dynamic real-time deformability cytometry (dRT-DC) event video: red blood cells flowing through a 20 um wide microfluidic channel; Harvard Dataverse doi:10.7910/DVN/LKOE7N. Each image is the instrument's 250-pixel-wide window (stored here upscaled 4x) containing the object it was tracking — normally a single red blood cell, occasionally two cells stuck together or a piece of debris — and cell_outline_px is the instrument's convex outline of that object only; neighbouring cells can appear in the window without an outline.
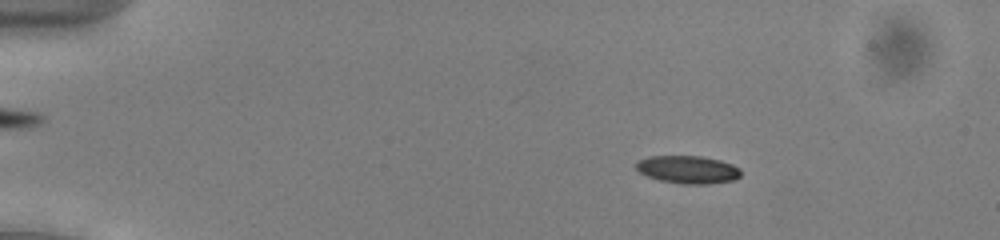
{"species": "common noctule bat (a hibernating species)", "species_latin": "Nyctalus noctula", "temperature_condition": "cold", "stored_images_in_passage": 53, "camera_frame_rate_fps": 3000, "um_per_image_px": 0.085, "animal": {"sex": "male", "body_mass_g": 13.0, "forearm_length_mm": 53.1}, "frame": {"image": 1, "passage_image": 9, "time_ms": 2.667, "image_size_px": [1000, 240], "cell_outline_px": [[740, 176], [732, 180], [708, 184], [684, 184], [660, 180], [648, 176], [640, 172], [636, 168], [636, 160], [648, 156], [700, 156], [720, 160], [732, 164], [740, 168]], "centroid_in_image_um": [58.45, 14.4], "position_along_channel_um": 26.5, "area_um2": 16.94}}
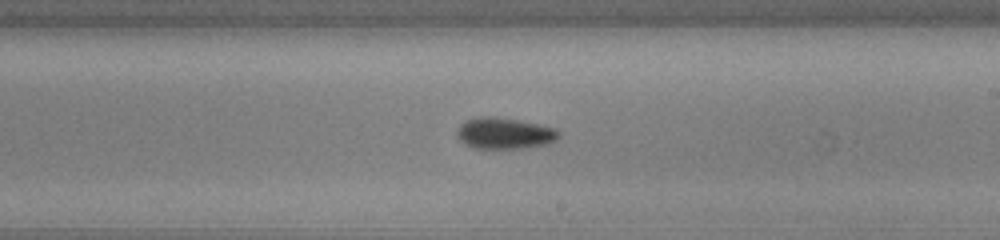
{"frame": {"image": 2, "passage_image": 32, "time_ms": 10.333, "image_size_px": [1000, 240], "cell_outline_px": [[560, 136], [556, 140], [548, 144], [524, 148], [476, 148], [460, 140], [456, 136], [456, 132], [460, 124], [468, 120], [480, 116], [496, 116], [520, 120], [556, 128], [560, 132]], "centroid_in_image_um": [42.91, 11.32], "position_along_channel_um": 246.1, "area_um2": 18.61}}
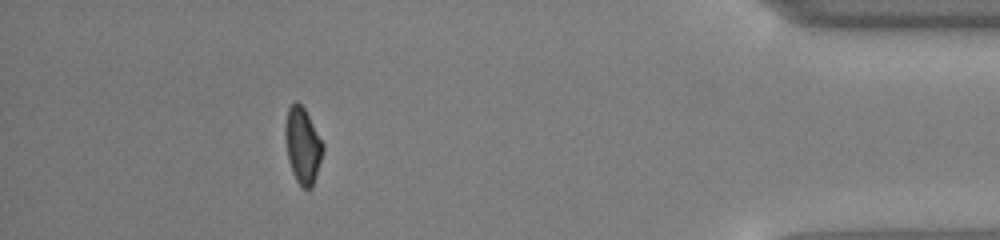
{"frame": {"image": 3, "passage_image": 48, "time_ms": 15.667, "image_size_px": [1000, 240], "cell_outline_px": [[324, 148], [316, 176], [312, 188], [300, 188], [292, 172], [288, 160], [284, 140], [284, 124], [288, 108], [296, 100], [304, 108], [324, 144]], "centroid_in_image_um": [25.7, 12.38], "position_along_channel_um": 409.5, "area_um2": 16.88}, "authors_computed_cell_mechanics": {"area_um2": 17.4556, "velocity_mm_per_s": 3.9562, "shape_relaxation_time_tau1_ms": 7.578, "shape_relaxation_time_tau2_ms": 10.0833, "deformation_change_tau1": 0.1411, "deformation_change_tau2": 0.1568}}